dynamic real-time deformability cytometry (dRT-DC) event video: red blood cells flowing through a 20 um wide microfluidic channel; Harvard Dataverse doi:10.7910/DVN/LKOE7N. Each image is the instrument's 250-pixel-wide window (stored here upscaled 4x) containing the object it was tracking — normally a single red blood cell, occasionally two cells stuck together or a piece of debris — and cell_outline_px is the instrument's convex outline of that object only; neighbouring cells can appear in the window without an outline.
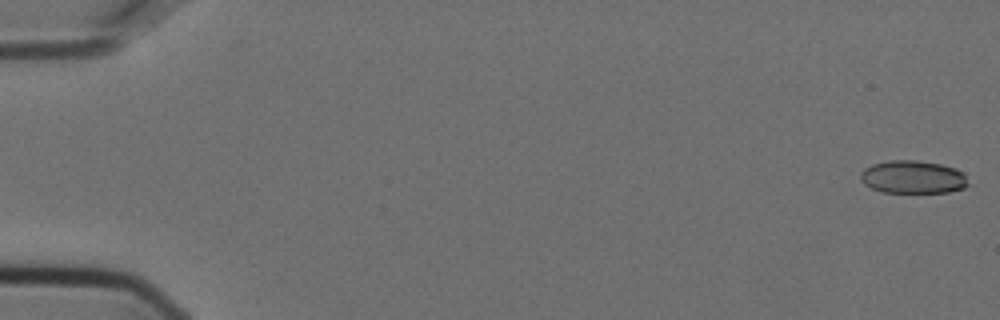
{"species": "Egyptian fruit bat (a non-hibernating species)", "species_latin": "Rousettus aegyptiacus", "temperature_condition": "cold", "stored_images_in_passage": 10, "camera_frame_rate_fps": 3000, "um_per_image_px": 0.085, "animal": {"sex": "female"}, "frame": {"image": 1, "passage_image": 1, "time_ms": 0.0, "image_size_px": [1000, 320], "cell_outline_px": [[968, 184], [964, 188], [948, 192], [884, 192], [872, 188], [864, 184], [860, 180], [860, 172], [864, 168], [872, 164], [888, 160], [916, 160], [940, 164], [956, 168], [964, 172]], "centroid_in_image_um": [77.58, 15.04], "position_along_channel_um": 7.4, "area_um2": 20.75}}